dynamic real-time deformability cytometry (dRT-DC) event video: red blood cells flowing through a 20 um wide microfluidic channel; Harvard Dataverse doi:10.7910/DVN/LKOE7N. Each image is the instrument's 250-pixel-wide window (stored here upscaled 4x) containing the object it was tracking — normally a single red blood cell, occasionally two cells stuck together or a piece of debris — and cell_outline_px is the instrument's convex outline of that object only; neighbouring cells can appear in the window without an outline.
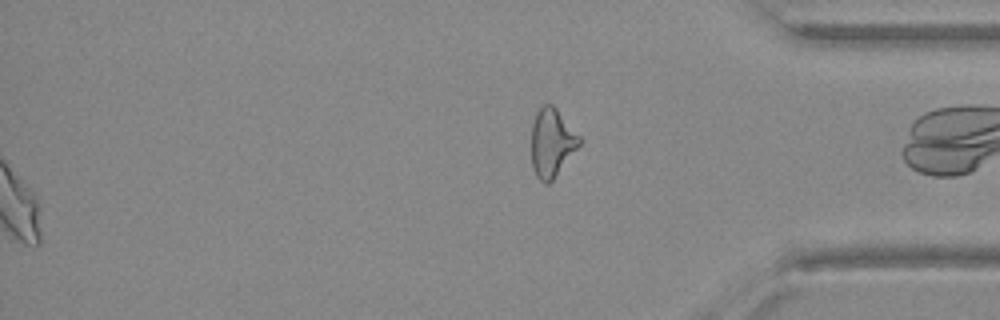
{"species": "Egyptian fruit bat (a non-hibernating species)", "species_latin": "Rousettus aegyptiacus", "temperature_condition": "warm", "stored_images_in_passage": 41, "segment_of_instrument_passage": [2, 2], "camera_frame_rate_fps": 3000, "um_per_image_px": 0.085, "animal": {"sex": "female"}, "frame": {"image": 1, "passage_image": 41, "time_ms": 13.333, "image_size_px": [1000, 320], "cell_outline_px": [[580, 144], [552, 180], [548, 184], [544, 184], [536, 176], [532, 168], [532, 124], [536, 112], [544, 104], [552, 104], [556, 108], [580, 136]], "centroid_in_image_um": [46.88, 12.12], "position_along_channel_um": 388.3, "area_um2": 18.84}}